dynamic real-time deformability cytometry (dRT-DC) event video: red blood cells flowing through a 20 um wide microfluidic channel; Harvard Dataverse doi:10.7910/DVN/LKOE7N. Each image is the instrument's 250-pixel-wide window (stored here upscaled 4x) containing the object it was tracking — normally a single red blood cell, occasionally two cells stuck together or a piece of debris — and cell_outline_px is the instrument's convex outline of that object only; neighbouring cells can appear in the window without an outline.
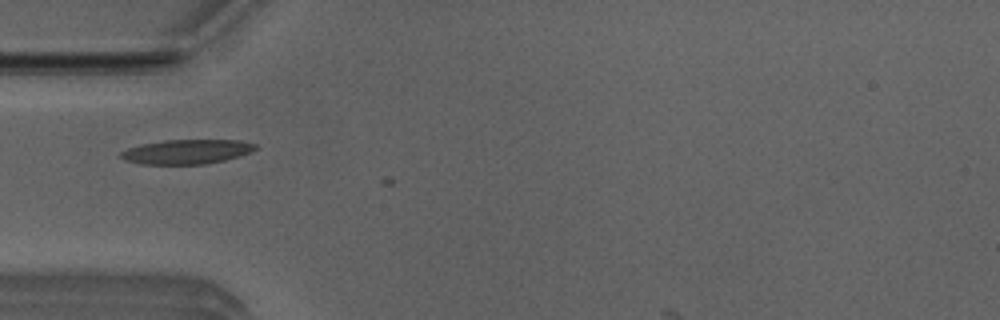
{"species": "Egyptian fruit bat (a non-hibernating species)", "species_latin": "Rousettus aegyptiacus", "temperature_condition": "room temperature", "stored_images_in_passage": 4, "camera_frame_rate_fps": 3000, "um_per_image_px": 0.085, "animal": {"sex": "male"}, "frame": {"image": 1, "passage_image": 3, "time_ms": 0.667, "image_size_px": [1000, 320], "cell_outline_px": [[256, 148], [252, 152], [224, 160], [204, 164], [140, 164], [124, 160], [120, 156], [120, 152], [128, 148], [140, 144], [164, 140], [240, 140], [256, 144]], "centroid_in_image_um": [15.85, 12.89], "position_along_channel_um": 69.2, "area_um2": 19.19}}